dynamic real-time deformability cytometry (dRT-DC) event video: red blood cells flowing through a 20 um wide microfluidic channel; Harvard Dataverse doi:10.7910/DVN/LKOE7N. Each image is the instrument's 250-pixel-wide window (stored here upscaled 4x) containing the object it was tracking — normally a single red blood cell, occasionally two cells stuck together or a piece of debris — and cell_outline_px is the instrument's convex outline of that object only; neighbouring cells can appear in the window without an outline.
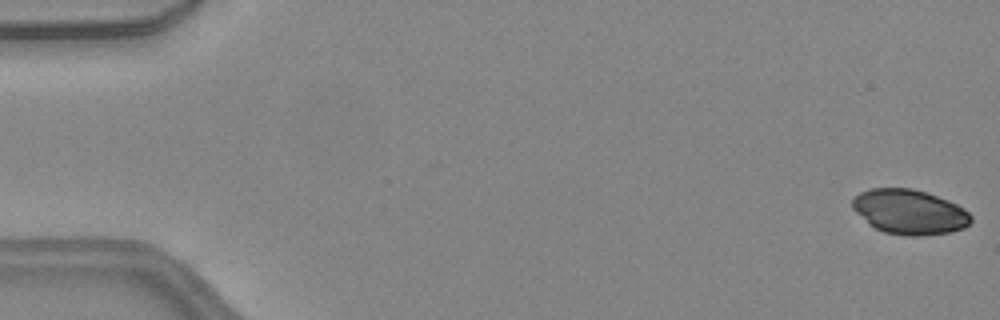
{"species": "common noctule bat (a hibernating species)", "species_latin": "Nyctalus noctula", "temperature_condition": "warm", "stored_images_in_passage": 50, "camera_frame_rate_fps": 3000, "um_per_image_px": 0.085, "animal": {"sex": "female", "body_mass_g": 24.6, "forearm_length_mm": 56.2}, "frame": {"image": 1, "passage_image": 1, "time_ms": 0.0, "image_size_px": [1000, 320], "cell_outline_px": [[972, 220], [964, 228], [952, 232], [924, 236], [908, 236], [884, 232], [868, 224], [852, 208], [852, 200], [860, 192], [872, 188], [912, 188], [948, 200], [964, 208], [972, 216]], "centroid_in_image_um": [77.31, 18.02], "position_along_channel_um": 7.7, "area_um2": 30.98}}
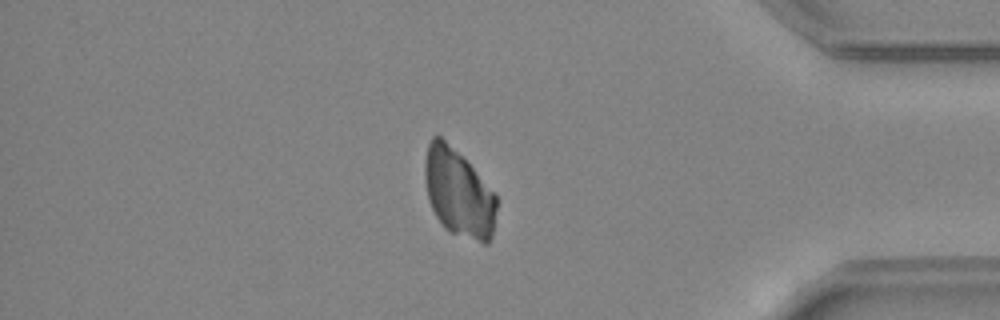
{"frame": {"image": 2, "passage_image": 43, "time_ms": 14.0, "image_size_px": [1000, 320], "cell_outline_px": [[496, 208], [492, 236], [488, 244], [484, 244], [448, 232], [444, 228], [436, 216], [428, 200], [424, 180], [424, 164], [428, 144], [432, 136], [440, 136], [496, 192]], "centroid_in_image_um": [38.97, 16.45], "position_along_channel_um": 396.2, "area_um2": 36.59}}
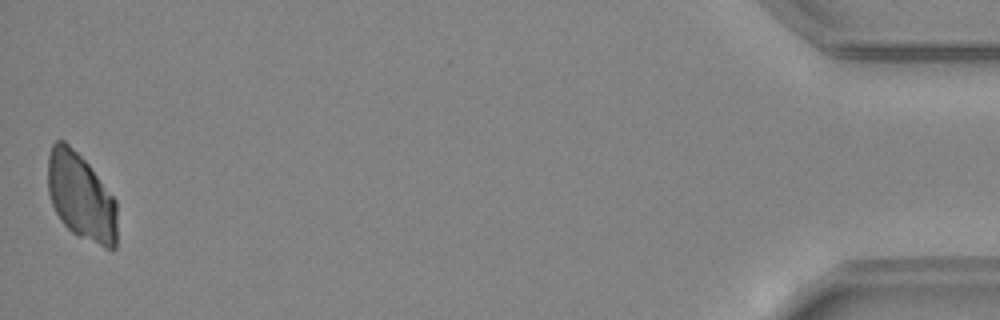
{"frame": {"image": 3, "passage_image": 50, "time_ms": 16.333, "image_size_px": [1000, 320], "cell_outline_px": [[116, 248], [112, 252], [72, 232], [60, 220], [52, 204], [48, 192], [48, 156], [52, 144], [56, 140], [64, 140], [88, 164], [116, 200]], "centroid_in_image_um": [6.88, 16.74], "position_along_channel_um": 428.3, "area_um2": 35.03}}